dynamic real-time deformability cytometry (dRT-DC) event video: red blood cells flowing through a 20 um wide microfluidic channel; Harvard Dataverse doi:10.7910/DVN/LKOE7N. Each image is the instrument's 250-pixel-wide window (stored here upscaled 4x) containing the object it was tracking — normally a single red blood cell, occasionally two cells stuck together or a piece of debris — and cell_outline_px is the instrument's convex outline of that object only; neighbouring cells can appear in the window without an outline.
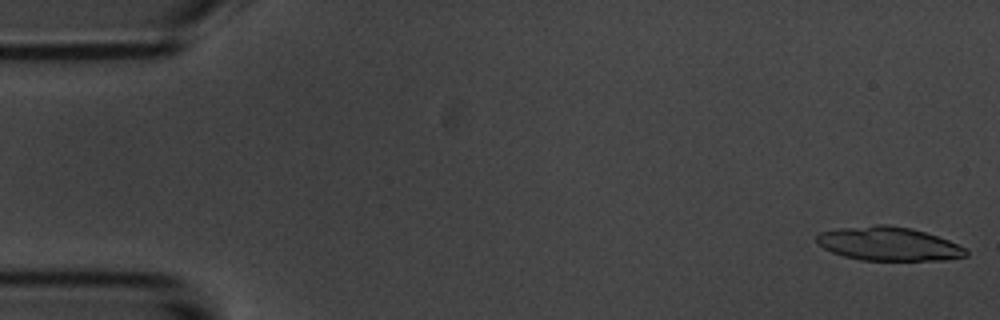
{"species": "common noctule bat (a hibernating species)", "species_latin": "Nyctalus noctula", "temperature_condition": "room temperature", "stored_images_in_passage": 25, "camera_frame_rate_fps": 3000, "um_per_image_px": 0.085, "animal": {"sex": "male", "body_mass_g": 20.1, "forearm_length_mm": 53.5}, "frame": {"image": 1, "passage_image": 1, "time_ms": 0.0, "image_size_px": [1000, 320], "cell_outline_px": [[968, 256], [944, 260], [860, 260], [844, 256], [832, 252], [816, 244], [816, 236], [820, 232], [840, 228], [876, 224], [888, 224], [912, 228], [948, 240], [964, 248], [968, 252]], "centroid_in_image_um": [75.5, 20.72], "position_along_channel_um": 9.5, "area_um2": 29.36}}